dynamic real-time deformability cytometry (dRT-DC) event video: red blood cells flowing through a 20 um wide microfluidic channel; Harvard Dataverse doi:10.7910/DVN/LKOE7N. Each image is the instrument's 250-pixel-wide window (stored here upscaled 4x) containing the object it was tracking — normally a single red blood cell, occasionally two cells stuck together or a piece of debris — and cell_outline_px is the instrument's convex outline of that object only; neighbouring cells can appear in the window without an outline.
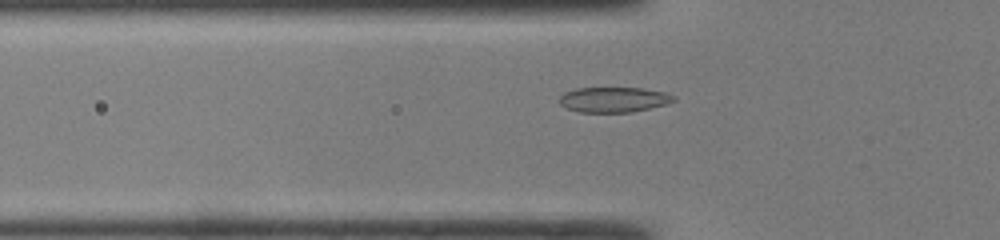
{"species": "common noctule bat (a hibernating species)", "species_latin": "Nyctalus noctula", "temperature_condition": "room temperature", "stored_images_in_passage": 33, "camera_frame_rate_fps": 3000, "um_per_image_px": 0.085, "animal": {"sex": "male", "body_mass_g": 19.0, "forearm_length_mm": 50.8}, "frame": {"image": 1, "passage_image": 3, "time_ms": 0.667, "image_size_px": [1000, 240], "cell_outline_px": [[676, 100], [668, 104], [632, 112], [580, 112], [568, 108], [560, 104], [560, 96], [564, 92], [576, 88], [644, 88], [664, 92], [676, 96]], "centroid_in_image_um": [52.2, 8.46], "position_along_channel_um": 73.6, "area_um2": 16.82}}
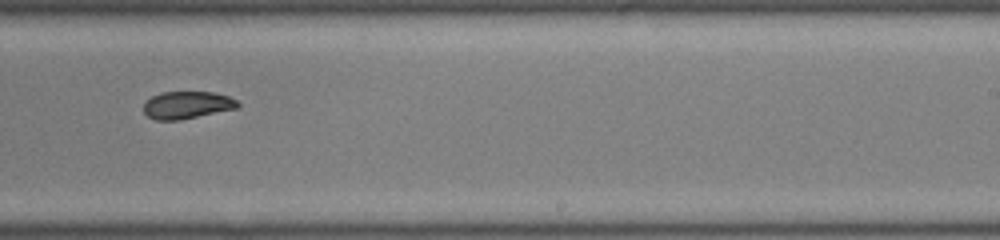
{"frame": {"image": 2, "passage_image": 17, "time_ms": 5.333, "image_size_px": [1000, 240], "cell_outline_px": [[240, 104], [236, 108], [180, 120], [156, 120], [148, 116], [144, 112], [144, 100], [160, 92], [212, 92], [228, 96], [236, 100]], "centroid_in_image_um": [15.85, 8.92], "position_along_channel_um": 273.1, "area_um2": 14.97}}
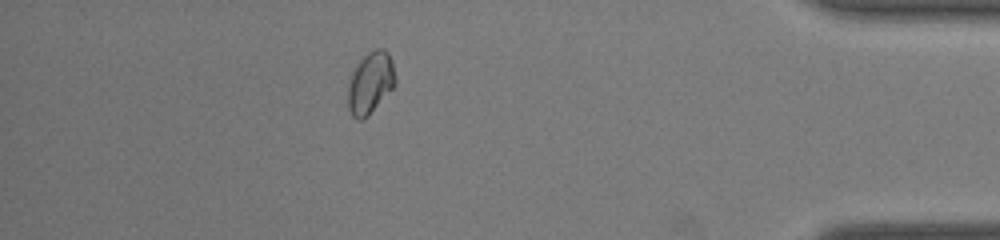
{"frame": {"image": 3, "passage_image": 29, "time_ms": 9.333, "image_size_px": [1000, 240], "cell_outline_px": [[396, 84], [368, 116], [364, 120], [356, 120], [352, 116], [348, 108], [348, 84], [352, 72], [356, 64], [368, 52], [376, 48], [380, 48], [388, 52], [396, 76]], "centroid_in_image_um": [31.47, 7.06], "position_along_channel_um": 403.7, "area_um2": 17.11}, "authors_computed_cell_mechanics": {"area_um2": 16.2996, "velocity_mm_per_s": 4.2831, "shape_relaxation_time_tau1_ms": 2.7466, "shape_relaxation_time_tau2_ms": 2.8092, "deformation_change_tau1": 0.0973, "deformation_change_tau2": 0.037}}